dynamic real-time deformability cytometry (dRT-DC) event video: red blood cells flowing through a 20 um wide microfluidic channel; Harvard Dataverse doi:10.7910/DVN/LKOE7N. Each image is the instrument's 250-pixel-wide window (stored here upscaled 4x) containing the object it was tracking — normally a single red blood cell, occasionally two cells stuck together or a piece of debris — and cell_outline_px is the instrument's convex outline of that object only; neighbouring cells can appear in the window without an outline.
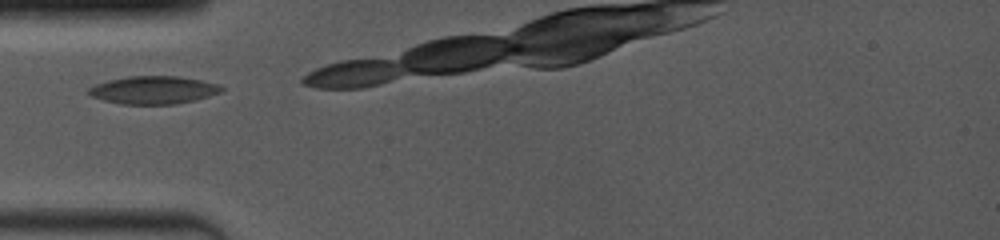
{"species": "common noctule bat (a hibernating species)", "species_latin": "Nyctalus noctula", "temperature_condition": "room temperature", "stored_images_in_passage": 4, "camera_frame_rate_fps": 4000, "um_per_image_px": 0.085, "animal": {"sex": "female", "body_mass_g": 19.0, "forearm_length_mm": 53.3}, "frame": {"image": 1, "passage_image": 1, "time_ms": 0.0, "image_size_px": [1000, 240], "cell_outline_px": [[224, 88], [220, 92], [196, 100], [176, 104], [120, 104], [104, 100], [92, 96], [88, 92], [88, 88], [96, 84], [108, 80], [128, 76], [176, 76], [200, 80], [216, 84]], "centroid_in_image_um": [13.02, 7.65], "position_along_channel_um": 72.0, "area_um2": 21.39}}